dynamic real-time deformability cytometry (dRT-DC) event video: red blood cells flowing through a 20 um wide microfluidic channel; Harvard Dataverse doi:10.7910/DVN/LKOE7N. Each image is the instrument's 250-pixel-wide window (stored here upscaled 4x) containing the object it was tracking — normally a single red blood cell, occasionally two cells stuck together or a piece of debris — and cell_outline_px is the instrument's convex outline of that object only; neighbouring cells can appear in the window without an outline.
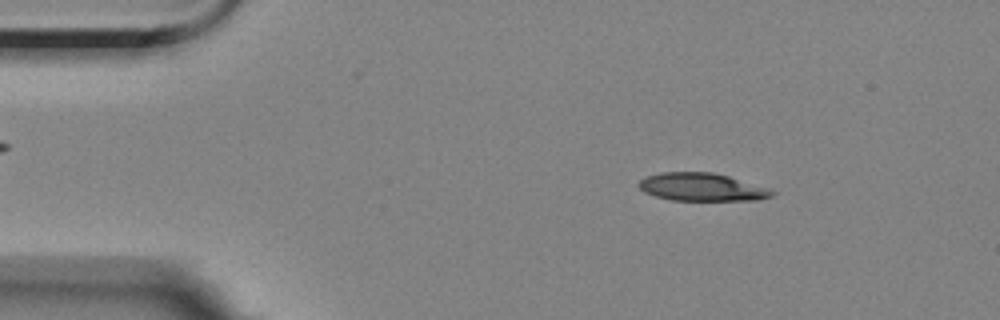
{"species": "Egyptian fruit bat (a non-hibernating species)", "species_latin": "Rousettus aegyptiacus", "temperature_condition": "room temperature", "stored_images_in_passage": 54, "camera_frame_rate_fps": 3000, "um_per_image_px": 0.085, "animal": {"sex": "female"}, "frame": {"image": 1, "passage_image": 7, "time_ms": 2.0, "image_size_px": [1000, 320], "cell_outline_px": [[776, 192], [772, 196], [756, 200], [672, 200], [656, 196], [644, 192], [636, 184], [644, 176], [660, 172], [712, 172], [728, 176], [768, 188]], "centroid_in_image_um": [59.61, 15.89], "position_along_channel_um": 25.4, "area_um2": 21.62}}
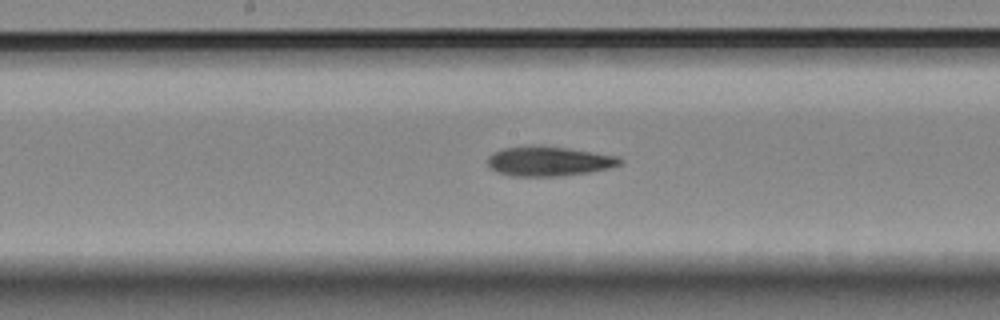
{"frame": {"image": 2, "passage_image": 27, "time_ms": 8.667, "image_size_px": [1000, 320], "cell_outline_px": [[624, 164], [612, 168], [588, 172], [560, 176], [512, 176], [496, 172], [488, 168], [488, 156], [492, 152], [504, 148], [528, 144], [568, 148], [620, 156], [624, 160]], "centroid_in_image_um": [46.67, 13.69], "position_along_channel_um": 201.5, "area_um2": 23.41}}
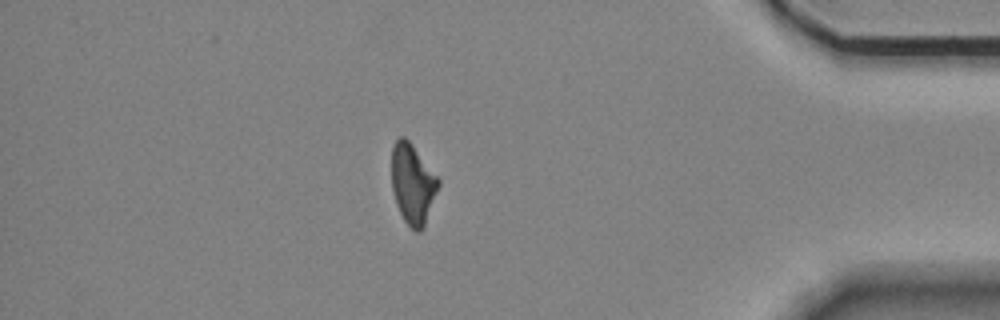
{"frame": {"image": 3, "passage_image": 47, "time_ms": 15.333, "image_size_px": [1000, 320], "cell_outline_px": [[440, 184], [424, 228], [420, 232], [416, 232], [404, 220], [396, 204], [392, 188], [392, 148], [396, 140], [400, 136], [404, 136], [412, 144], [440, 180]], "centroid_in_image_um": [35.08, 15.64], "position_along_channel_um": 400.1, "area_um2": 21.73}, "authors_computed_cell_mechanics": {"area_um2": 22.253, "velocity_mm_per_s": 3.5516, "shape_relaxation_time_tau1_ms": 9.2669, "shape_relaxation_time_tau2_ms": 4.6983, "deformation_change_tau1": 0.2088, "deformation_change_tau2": 0.129}}